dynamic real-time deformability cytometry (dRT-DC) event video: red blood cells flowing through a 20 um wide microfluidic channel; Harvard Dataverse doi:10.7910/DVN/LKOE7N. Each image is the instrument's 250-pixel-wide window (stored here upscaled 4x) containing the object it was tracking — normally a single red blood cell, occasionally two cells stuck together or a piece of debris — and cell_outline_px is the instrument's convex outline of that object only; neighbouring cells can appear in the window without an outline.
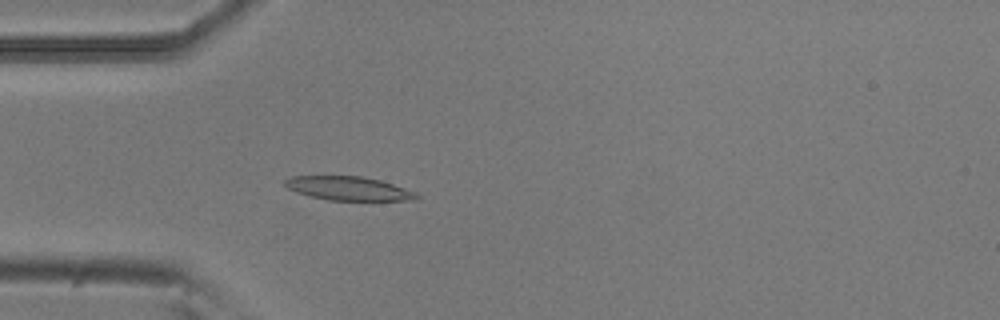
{"species": "common noctule bat (a hibernating species)", "species_latin": "Nyctalus noctula", "temperature_condition": "room temperature", "stored_images_in_passage": 53, "camera_frame_rate_fps": 3000, "um_per_image_px": 0.085, "animal": {"sex": "male", "body_mass_g": 20.5, "forearm_length_mm": 52.5}, "frame": {"image": 1, "passage_image": 15, "time_ms": 4.667, "image_size_px": [1000, 320], "cell_outline_px": [[420, 200], [328, 200], [296, 192], [288, 188], [284, 184], [284, 180], [292, 176], [364, 176], [380, 180], [416, 192], [420, 196]], "centroid_in_image_um": [29.65, 16.01], "position_along_channel_um": 55.3, "area_um2": 18.21}}
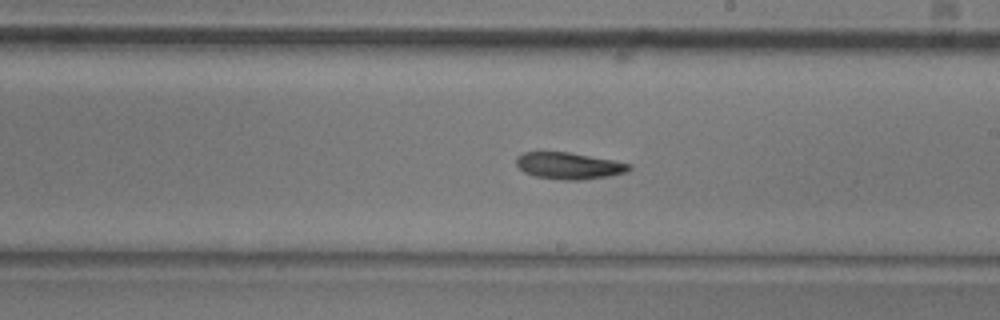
{"frame": {"image": 2, "passage_image": 30, "time_ms": 9.667, "image_size_px": [1000, 320], "cell_outline_px": [[632, 168], [628, 172], [612, 176], [584, 180], [560, 180], [536, 176], [524, 172], [516, 164], [516, 156], [524, 152], [568, 152], [616, 160], [632, 164]], "centroid_in_image_um": [48.42, 14.09], "position_along_channel_um": 240.6, "area_um2": 17.86}}
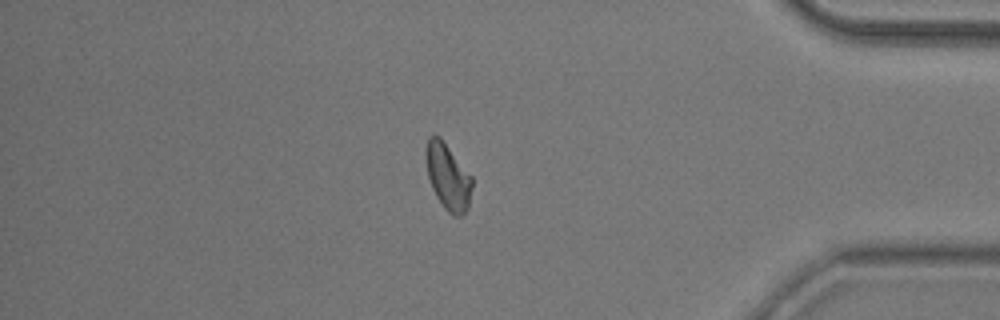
{"frame": {"image": 3, "passage_image": 45, "time_ms": 14.667, "image_size_px": [1000, 320], "cell_outline_px": [[472, 188], [468, 208], [460, 216], [452, 216], [444, 208], [436, 196], [432, 188], [428, 176], [424, 152], [428, 136], [440, 136], [472, 176]], "centroid_in_image_um": [38.06, 15.01], "position_along_channel_um": 397.1, "area_um2": 17.92}, "authors_computed_cell_mechanics": {"area_um2": 18.1492, "velocity_mm_per_s": 3.7946, "shape_relaxation_time_tau1_ms": 4.3492, "shape_relaxation_time_tau2_ms": null, "deformation_change_tau1": 0.1198, "deformation_change_tau2": null}}